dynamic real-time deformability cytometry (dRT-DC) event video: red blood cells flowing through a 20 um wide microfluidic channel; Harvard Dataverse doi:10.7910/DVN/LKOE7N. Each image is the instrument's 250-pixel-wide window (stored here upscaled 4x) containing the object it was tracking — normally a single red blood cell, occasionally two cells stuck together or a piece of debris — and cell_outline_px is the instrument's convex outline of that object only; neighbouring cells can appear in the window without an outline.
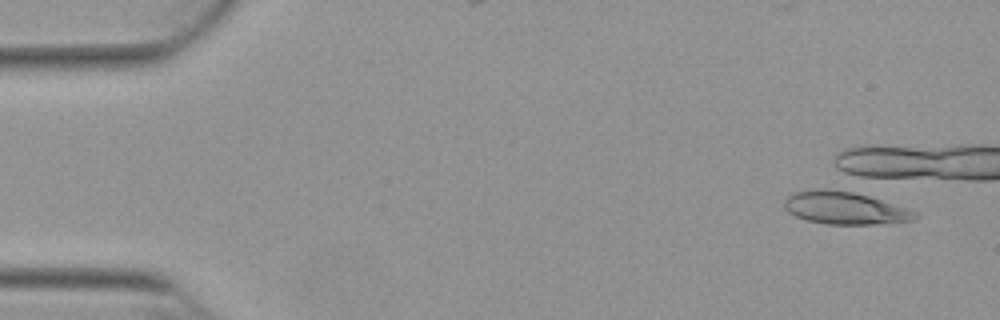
{"species": "Egyptian fruit bat (a non-hibernating species)", "species_latin": "Rousettus aegyptiacus", "temperature_condition": "warm", "stored_images_in_passage": 5, "camera_frame_rate_fps": 3000, "um_per_image_px": 0.085, "animal": {"sex": "female"}, "frame": {"image": 1, "passage_image": 1, "time_ms": 0.0, "image_size_px": [1000, 320], "cell_outline_px": [[920, 216], [916, 220], [876, 224], [824, 224], [808, 220], [796, 216], [788, 212], [784, 208], [784, 196], [792, 192], [808, 188], [844, 188], [860, 192], [908, 208], [916, 212]], "centroid_in_image_um": [71.79, 17.63], "position_along_channel_um": 13.2, "area_um2": 25.89}}